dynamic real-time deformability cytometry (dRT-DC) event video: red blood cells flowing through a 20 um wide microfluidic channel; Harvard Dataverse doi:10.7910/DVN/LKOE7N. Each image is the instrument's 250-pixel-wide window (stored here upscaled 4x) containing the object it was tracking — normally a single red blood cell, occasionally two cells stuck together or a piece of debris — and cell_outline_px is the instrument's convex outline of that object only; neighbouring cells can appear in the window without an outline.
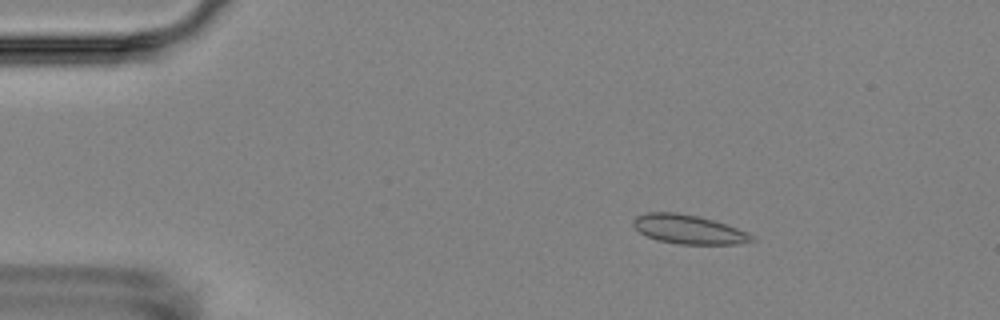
{"species": "Egyptian fruit bat (a non-hibernating species)", "species_latin": "Rousettus aegyptiacus", "temperature_condition": "room temperature", "stored_images_in_passage": 5, "camera_frame_rate_fps": 3000, "um_per_image_px": 0.085, "animal": {"sex": "female"}, "frame": {"image": 1, "passage_image": 3, "time_ms": 2.333, "image_size_px": [1000, 320], "cell_outline_px": [[756, 240], [736, 244], [680, 244], [656, 240], [644, 236], [632, 224], [632, 220], [636, 216], [648, 212], [676, 212], [696, 216], [712, 220], [748, 232], [756, 236]], "centroid_in_image_um": [58.51, 19.5], "position_along_channel_um": 26.5, "area_um2": 20.06}}